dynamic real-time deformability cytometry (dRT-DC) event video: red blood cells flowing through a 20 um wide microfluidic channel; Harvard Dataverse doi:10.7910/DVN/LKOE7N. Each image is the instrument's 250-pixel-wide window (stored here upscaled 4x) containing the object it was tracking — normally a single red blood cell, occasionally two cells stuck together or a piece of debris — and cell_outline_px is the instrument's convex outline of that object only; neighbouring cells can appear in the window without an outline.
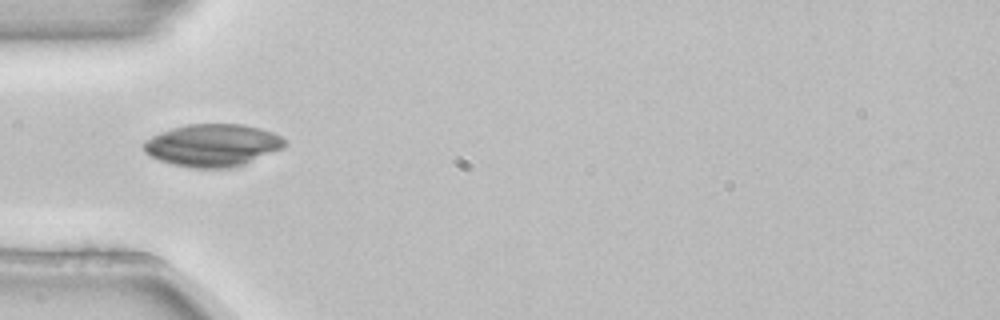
{"species": "common noctule bat (a hibernating species)", "species_latin": "Nyctalus noctula", "temperature_condition": "room temperature", "stored_images_in_passage": 5, "camera_frame_rate_fps": 3000, "um_per_image_px": 0.085, "animal": {"sex": "female", "body_mass_g": 22.7, "forearm_length_mm": 54.2}, "frame": {"image": 1, "passage_image": 4, "time_ms": 1.0, "image_size_px": [1000, 320], "cell_outline_px": [[288, 144], [284, 148], [244, 164], [232, 168], [188, 168], [172, 164], [160, 160], [144, 152], [140, 144], [144, 140], [160, 132], [172, 128], [188, 124], [240, 124], [260, 128], [272, 132], [280, 136]], "centroid_in_image_um": [18.05, 12.35], "position_along_channel_um": 66.9, "area_um2": 35.08}}